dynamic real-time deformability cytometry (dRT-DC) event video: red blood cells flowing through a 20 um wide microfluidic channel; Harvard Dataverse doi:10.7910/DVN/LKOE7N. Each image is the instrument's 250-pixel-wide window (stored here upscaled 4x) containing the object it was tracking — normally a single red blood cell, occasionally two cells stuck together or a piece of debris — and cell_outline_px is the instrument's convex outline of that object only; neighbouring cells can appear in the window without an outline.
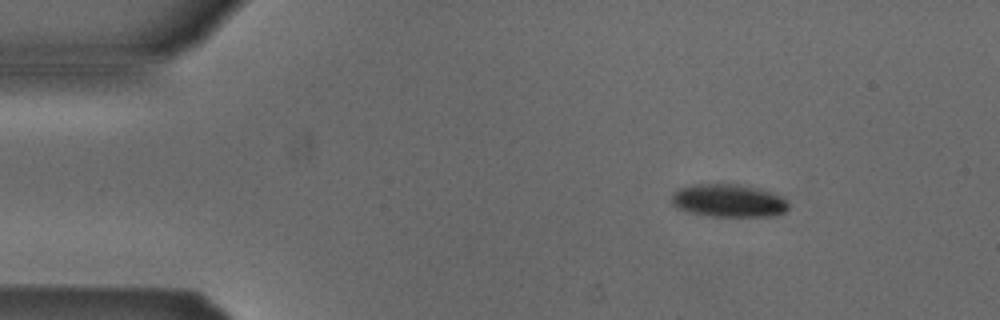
{"species": "Egyptian fruit bat (a non-hibernating species)", "species_latin": "Rousettus aegyptiacus", "temperature_condition": "cold", "stored_images_in_passage": 5, "camera_frame_rate_fps": 3000, "um_per_image_px": 0.085, "animal": {"sex": "male"}, "frame": {"image": 1, "passage_image": 2, "time_ms": 1.333, "image_size_px": [1000, 320], "cell_outline_px": [[788, 208], [784, 212], [768, 216], [712, 216], [688, 212], [676, 208], [672, 204], [672, 192], [680, 188], [692, 184], [740, 184], [760, 188], [784, 196], [788, 204]], "centroid_in_image_um": [61.92, 17.04], "position_along_channel_um": 23.1, "area_um2": 22.6}}
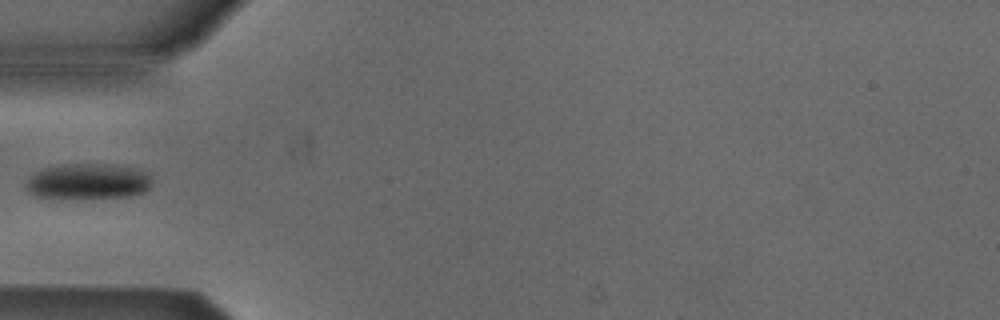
{"frame": {"image": 2, "passage_image": 5, "time_ms": 4.667, "image_size_px": [1000, 320], "cell_outline_px": [[152, 184], [144, 192], [132, 196], [52, 200], [32, 196], [28, 192], [24, 184], [36, 172], [44, 168], [72, 164], [104, 164], [140, 168], [148, 176]], "centroid_in_image_um": [7.43, 15.46], "position_along_channel_um": 77.6, "area_um2": 26.7}}